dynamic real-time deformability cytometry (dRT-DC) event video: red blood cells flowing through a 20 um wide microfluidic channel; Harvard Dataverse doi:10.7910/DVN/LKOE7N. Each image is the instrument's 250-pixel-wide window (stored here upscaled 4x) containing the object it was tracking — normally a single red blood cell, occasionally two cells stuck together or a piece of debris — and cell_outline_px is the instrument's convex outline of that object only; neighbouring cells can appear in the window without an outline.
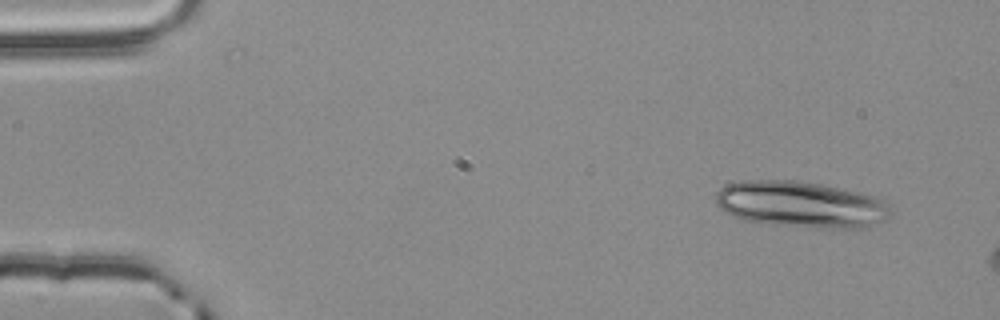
{"species": "common noctule bat (a hibernating species)", "species_latin": "Nyctalus noctula", "temperature_condition": "room temperature", "stored_images_in_passage": 3, "camera_frame_rate_fps": 3000, "um_per_image_px": 0.085, "animal": {"sex": "male", "body_mass_g": 20.4}, "frame": {"image": 1, "passage_image": 1, "time_ms": 0.0, "image_size_px": [1000, 320], "cell_outline_px": [[892, 212], [888, 220], [860, 228], [812, 228], [740, 220], [732, 216], [720, 208], [716, 204], [716, 192], [720, 188], [728, 184], [744, 180], [800, 180], [880, 196], [888, 204]], "centroid_in_image_um": [68.12, 17.37], "position_along_channel_um": 16.9, "area_um2": 47.74}}